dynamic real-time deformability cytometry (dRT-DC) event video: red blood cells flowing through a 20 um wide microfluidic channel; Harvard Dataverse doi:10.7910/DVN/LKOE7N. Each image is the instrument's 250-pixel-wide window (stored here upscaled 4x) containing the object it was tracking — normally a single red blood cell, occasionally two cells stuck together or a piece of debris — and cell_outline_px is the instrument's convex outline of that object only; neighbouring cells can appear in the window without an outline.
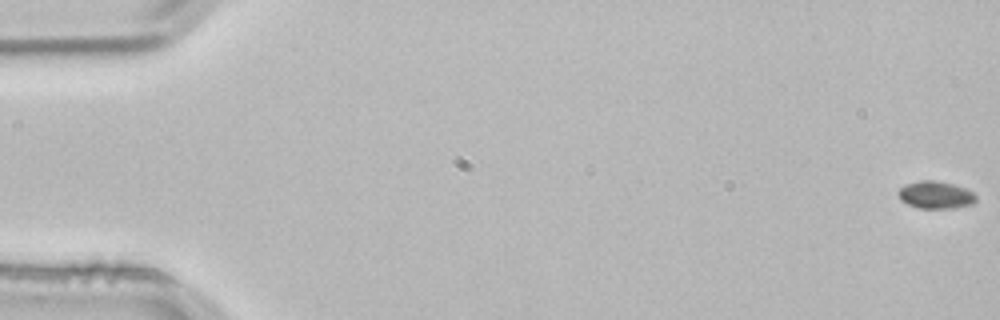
{"species": "common noctule bat (a hibernating species)", "species_latin": "Nyctalus noctula", "temperature_condition": "room temperature", "stored_images_in_passage": 5, "camera_frame_rate_fps": 3000, "um_per_image_px": 0.085, "animal": {"sex": "male", "body_mass_g": 21.5, "forearm_length_mm": 52.0}, "frame": {"image": 1, "passage_image": 1, "time_ms": 0.0, "image_size_px": [1000, 320], "cell_outline_px": [[976, 200], [972, 204], [952, 208], [920, 208], [908, 204], [900, 200], [896, 192], [904, 184], [920, 180], [936, 180], [952, 184], [964, 188], [972, 192], [976, 196]], "centroid_in_image_um": [79.48, 16.56], "position_along_channel_um": 5.5, "area_um2": 12.43}}
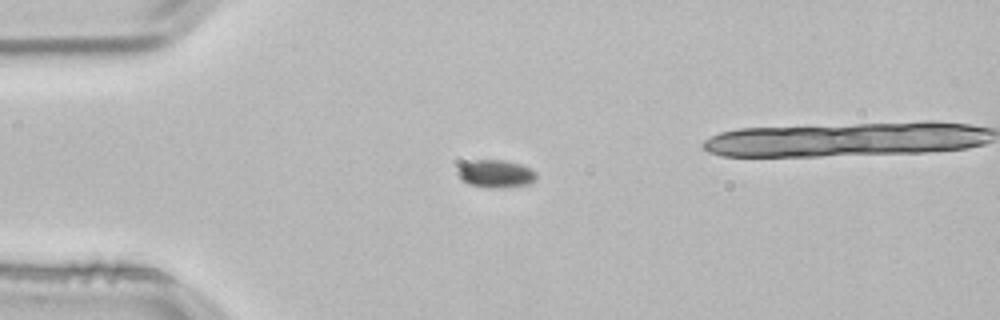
{"frame": {"image": 2, "passage_image": 4, "time_ms": 1.0, "image_size_px": [1000, 320], "cell_outline_px": [[536, 180], [528, 184], [504, 188], [484, 188], [468, 184], [460, 180], [456, 172], [460, 164], [472, 160], [504, 160], [520, 164], [536, 172]], "centroid_in_image_um": [42.08, 14.78], "position_along_channel_um": 42.9, "area_um2": 13.01}}